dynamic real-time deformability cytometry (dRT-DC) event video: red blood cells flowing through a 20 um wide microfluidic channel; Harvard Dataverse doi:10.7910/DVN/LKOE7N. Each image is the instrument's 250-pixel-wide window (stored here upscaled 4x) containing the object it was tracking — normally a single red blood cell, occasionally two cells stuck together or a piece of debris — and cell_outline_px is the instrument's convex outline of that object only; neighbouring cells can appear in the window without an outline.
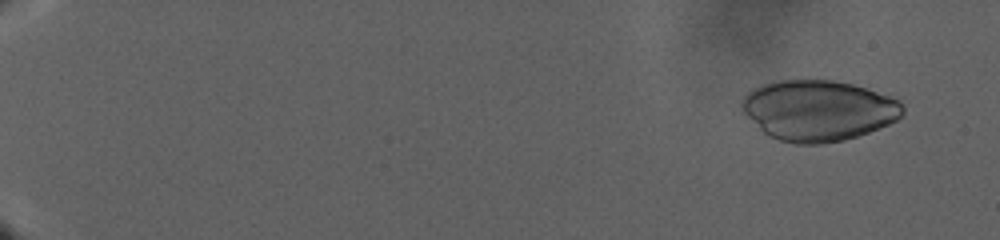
{"species": "human", "species_latin": "Homo sapiens", "temperature_condition": "warm", "stored_images_in_passage": 172, "camera_frame_rate_fps": 3000, "um_per_image_px": 0.085, "donor": {"sex": "male"}, "frame": {"image": 1, "passage_image": 14, "time_ms": 4.333, "image_size_px": [1000, 240], "cell_outline_px": [[904, 112], [896, 120], [880, 128], [844, 140], [820, 144], [796, 144], [780, 140], [768, 136], [740, 108], [740, 104], [744, 96], [752, 88], [760, 84], [776, 80], [832, 80], [852, 84], [900, 100], [904, 108]], "centroid_in_image_um": [69.53, 9.38], "position_along_channel_um": 15.5, "area_um2": 56.76}}
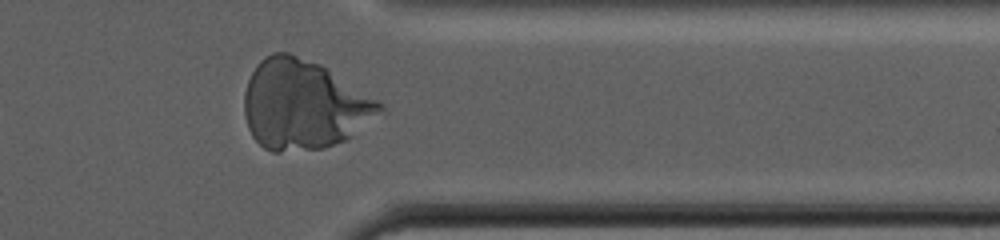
{"frame": {"image": 2, "passage_image": 146, "time_ms": 48.333, "image_size_px": [1000, 240], "cell_outline_px": [[384, 112], [352, 136], [344, 140], [324, 148], [280, 152], [272, 152], [264, 148], [252, 136], [248, 128], [244, 116], [244, 92], [248, 80], [256, 64], [264, 56], [272, 52], [288, 52], [320, 64], [384, 104]], "centroid_in_image_um": [25.79, 8.91], "position_along_channel_um": 385.6, "area_um2": 70.75}}
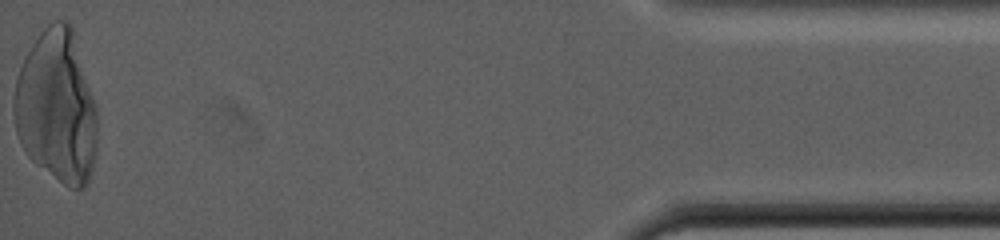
{"frame": {"image": 3, "passage_image": 172, "time_ms": 57.0, "image_size_px": [1000, 240], "cell_outline_px": [[96, 152], [88, 184], [84, 188], [68, 188], [36, 164], [28, 156], [20, 144], [16, 132], [12, 112], [12, 100], [16, 80], [24, 56], [40, 32], [48, 24], [56, 20], [68, 20], [72, 24], [96, 104]], "centroid_in_image_um": [4.81, 9.07], "position_along_channel_um": 430.4, "area_um2": 74.97}}